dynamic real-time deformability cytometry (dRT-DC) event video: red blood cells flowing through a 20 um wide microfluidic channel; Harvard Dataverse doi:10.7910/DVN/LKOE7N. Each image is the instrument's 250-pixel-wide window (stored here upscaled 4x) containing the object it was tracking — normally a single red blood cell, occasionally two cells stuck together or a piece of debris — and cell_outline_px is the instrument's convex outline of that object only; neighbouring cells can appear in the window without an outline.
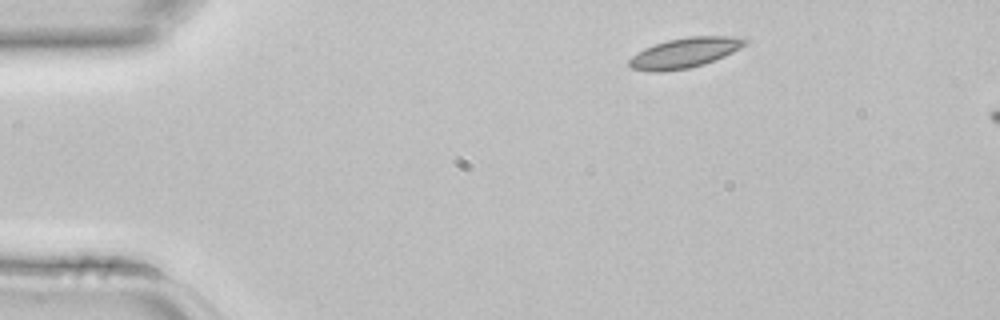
{"species": "common noctule bat (a hibernating species)", "species_latin": "Nyctalus noctula", "temperature_condition": "room temperature", "stored_images_in_passage": 2, "camera_frame_rate_fps": 3000, "um_per_image_px": 0.085, "animal": {"sex": "female", "body_mass_g": 22.7, "forearm_length_mm": 54.2}, "frame": {"image": 1, "passage_image": 1, "time_ms": 0.0, "image_size_px": [1000, 320], "cell_outline_px": [[748, 40], [740, 48], [724, 56], [704, 64], [688, 68], [664, 72], [652, 72], [632, 68], [628, 64], [628, 60], [632, 56], [644, 48], [668, 40], [688, 36], [748, 36]], "centroid_in_image_um": [58.22, 4.48], "position_along_channel_um": 26.8, "area_um2": 20.35}}